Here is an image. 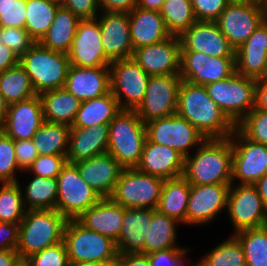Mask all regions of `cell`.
Here are the masks:
<instances>
[{
  "mask_svg": "<svg viewBox=\"0 0 267 266\" xmlns=\"http://www.w3.org/2000/svg\"><path fill=\"white\" fill-rule=\"evenodd\" d=\"M176 113L196 127L206 138H227L235 124L208 95L205 86L181 81Z\"/></svg>",
  "mask_w": 267,
  "mask_h": 266,
  "instance_id": "obj_1",
  "label": "cell"
},
{
  "mask_svg": "<svg viewBox=\"0 0 267 266\" xmlns=\"http://www.w3.org/2000/svg\"><path fill=\"white\" fill-rule=\"evenodd\" d=\"M231 138H209L184 158L182 176L191 185L232 184Z\"/></svg>",
  "mask_w": 267,
  "mask_h": 266,
  "instance_id": "obj_2",
  "label": "cell"
},
{
  "mask_svg": "<svg viewBox=\"0 0 267 266\" xmlns=\"http://www.w3.org/2000/svg\"><path fill=\"white\" fill-rule=\"evenodd\" d=\"M67 219L56 209L26 210L19 223L20 259L63 241Z\"/></svg>",
  "mask_w": 267,
  "mask_h": 266,
  "instance_id": "obj_3",
  "label": "cell"
},
{
  "mask_svg": "<svg viewBox=\"0 0 267 266\" xmlns=\"http://www.w3.org/2000/svg\"><path fill=\"white\" fill-rule=\"evenodd\" d=\"M108 128L107 153L111 154L123 169L136 168L146 140L145 123L135 110L122 109L108 124Z\"/></svg>",
  "mask_w": 267,
  "mask_h": 266,
  "instance_id": "obj_4",
  "label": "cell"
},
{
  "mask_svg": "<svg viewBox=\"0 0 267 266\" xmlns=\"http://www.w3.org/2000/svg\"><path fill=\"white\" fill-rule=\"evenodd\" d=\"M19 63L29 75L37 95L64 88L70 67L68 54L50 50L36 42L20 57Z\"/></svg>",
  "mask_w": 267,
  "mask_h": 266,
  "instance_id": "obj_5",
  "label": "cell"
},
{
  "mask_svg": "<svg viewBox=\"0 0 267 266\" xmlns=\"http://www.w3.org/2000/svg\"><path fill=\"white\" fill-rule=\"evenodd\" d=\"M63 242L70 264L83 262L116 263L118 250L115 241L98 232L87 229L76 219L66 222Z\"/></svg>",
  "mask_w": 267,
  "mask_h": 266,
  "instance_id": "obj_6",
  "label": "cell"
},
{
  "mask_svg": "<svg viewBox=\"0 0 267 266\" xmlns=\"http://www.w3.org/2000/svg\"><path fill=\"white\" fill-rule=\"evenodd\" d=\"M257 79L238 74L205 85L208 95L236 125L255 108Z\"/></svg>",
  "mask_w": 267,
  "mask_h": 266,
  "instance_id": "obj_7",
  "label": "cell"
},
{
  "mask_svg": "<svg viewBox=\"0 0 267 266\" xmlns=\"http://www.w3.org/2000/svg\"><path fill=\"white\" fill-rule=\"evenodd\" d=\"M164 180L138 171L123 169L110 198L124 208L157 209Z\"/></svg>",
  "mask_w": 267,
  "mask_h": 266,
  "instance_id": "obj_8",
  "label": "cell"
},
{
  "mask_svg": "<svg viewBox=\"0 0 267 266\" xmlns=\"http://www.w3.org/2000/svg\"><path fill=\"white\" fill-rule=\"evenodd\" d=\"M146 138L158 145L175 149L184 158L192 154L206 138L177 113L145 123Z\"/></svg>",
  "mask_w": 267,
  "mask_h": 266,
  "instance_id": "obj_9",
  "label": "cell"
},
{
  "mask_svg": "<svg viewBox=\"0 0 267 266\" xmlns=\"http://www.w3.org/2000/svg\"><path fill=\"white\" fill-rule=\"evenodd\" d=\"M57 187L55 209L67 220L77 219L101 199L80 176L75 163L66 162L57 176Z\"/></svg>",
  "mask_w": 267,
  "mask_h": 266,
  "instance_id": "obj_10",
  "label": "cell"
},
{
  "mask_svg": "<svg viewBox=\"0 0 267 266\" xmlns=\"http://www.w3.org/2000/svg\"><path fill=\"white\" fill-rule=\"evenodd\" d=\"M225 215L232 226L231 234L267 225V210L257 189L250 184H231Z\"/></svg>",
  "mask_w": 267,
  "mask_h": 266,
  "instance_id": "obj_11",
  "label": "cell"
},
{
  "mask_svg": "<svg viewBox=\"0 0 267 266\" xmlns=\"http://www.w3.org/2000/svg\"><path fill=\"white\" fill-rule=\"evenodd\" d=\"M109 70L110 92L120 108L135 110L144 99L149 75L132 57L113 61Z\"/></svg>",
  "mask_w": 267,
  "mask_h": 266,
  "instance_id": "obj_12",
  "label": "cell"
},
{
  "mask_svg": "<svg viewBox=\"0 0 267 266\" xmlns=\"http://www.w3.org/2000/svg\"><path fill=\"white\" fill-rule=\"evenodd\" d=\"M230 186L231 184L191 185L186 227H207L220 216L224 217Z\"/></svg>",
  "mask_w": 267,
  "mask_h": 266,
  "instance_id": "obj_13",
  "label": "cell"
},
{
  "mask_svg": "<svg viewBox=\"0 0 267 266\" xmlns=\"http://www.w3.org/2000/svg\"><path fill=\"white\" fill-rule=\"evenodd\" d=\"M181 81L179 74L149 76L144 99L135 109L144 123L176 113Z\"/></svg>",
  "mask_w": 267,
  "mask_h": 266,
  "instance_id": "obj_14",
  "label": "cell"
},
{
  "mask_svg": "<svg viewBox=\"0 0 267 266\" xmlns=\"http://www.w3.org/2000/svg\"><path fill=\"white\" fill-rule=\"evenodd\" d=\"M232 143V178L235 184L253 185L267 173V144L245 138L236 128Z\"/></svg>",
  "mask_w": 267,
  "mask_h": 266,
  "instance_id": "obj_15",
  "label": "cell"
},
{
  "mask_svg": "<svg viewBox=\"0 0 267 266\" xmlns=\"http://www.w3.org/2000/svg\"><path fill=\"white\" fill-rule=\"evenodd\" d=\"M265 19L263 5L231 1L215 22L236 50Z\"/></svg>",
  "mask_w": 267,
  "mask_h": 266,
  "instance_id": "obj_16",
  "label": "cell"
},
{
  "mask_svg": "<svg viewBox=\"0 0 267 266\" xmlns=\"http://www.w3.org/2000/svg\"><path fill=\"white\" fill-rule=\"evenodd\" d=\"M235 72V57H213L198 51H181L179 75L192 84L207 85Z\"/></svg>",
  "mask_w": 267,
  "mask_h": 266,
  "instance_id": "obj_17",
  "label": "cell"
},
{
  "mask_svg": "<svg viewBox=\"0 0 267 266\" xmlns=\"http://www.w3.org/2000/svg\"><path fill=\"white\" fill-rule=\"evenodd\" d=\"M68 58L70 65L77 67L110 66L112 62L104 53L99 21L96 18L79 21Z\"/></svg>",
  "mask_w": 267,
  "mask_h": 266,
  "instance_id": "obj_18",
  "label": "cell"
},
{
  "mask_svg": "<svg viewBox=\"0 0 267 266\" xmlns=\"http://www.w3.org/2000/svg\"><path fill=\"white\" fill-rule=\"evenodd\" d=\"M132 58L149 76L179 74L181 42L179 36L134 49Z\"/></svg>",
  "mask_w": 267,
  "mask_h": 266,
  "instance_id": "obj_19",
  "label": "cell"
},
{
  "mask_svg": "<svg viewBox=\"0 0 267 266\" xmlns=\"http://www.w3.org/2000/svg\"><path fill=\"white\" fill-rule=\"evenodd\" d=\"M96 19L99 21L101 43L106 57L111 62L131 58L134 47L128 13L100 11Z\"/></svg>",
  "mask_w": 267,
  "mask_h": 266,
  "instance_id": "obj_20",
  "label": "cell"
},
{
  "mask_svg": "<svg viewBox=\"0 0 267 266\" xmlns=\"http://www.w3.org/2000/svg\"><path fill=\"white\" fill-rule=\"evenodd\" d=\"M179 39L181 51H198L213 57H235V49L216 22L196 21Z\"/></svg>",
  "mask_w": 267,
  "mask_h": 266,
  "instance_id": "obj_21",
  "label": "cell"
},
{
  "mask_svg": "<svg viewBox=\"0 0 267 266\" xmlns=\"http://www.w3.org/2000/svg\"><path fill=\"white\" fill-rule=\"evenodd\" d=\"M44 122L39 95L8 105L2 130L13 140H30Z\"/></svg>",
  "mask_w": 267,
  "mask_h": 266,
  "instance_id": "obj_22",
  "label": "cell"
},
{
  "mask_svg": "<svg viewBox=\"0 0 267 266\" xmlns=\"http://www.w3.org/2000/svg\"><path fill=\"white\" fill-rule=\"evenodd\" d=\"M80 176L101 198L110 197L123 168L109 153L75 162Z\"/></svg>",
  "mask_w": 267,
  "mask_h": 266,
  "instance_id": "obj_23",
  "label": "cell"
},
{
  "mask_svg": "<svg viewBox=\"0 0 267 266\" xmlns=\"http://www.w3.org/2000/svg\"><path fill=\"white\" fill-rule=\"evenodd\" d=\"M183 168L184 157L175 149L155 144L146 138L136 167L138 171L167 180L181 177Z\"/></svg>",
  "mask_w": 267,
  "mask_h": 266,
  "instance_id": "obj_24",
  "label": "cell"
},
{
  "mask_svg": "<svg viewBox=\"0 0 267 266\" xmlns=\"http://www.w3.org/2000/svg\"><path fill=\"white\" fill-rule=\"evenodd\" d=\"M64 88L81 102L110 91L109 66L97 68L70 65Z\"/></svg>",
  "mask_w": 267,
  "mask_h": 266,
  "instance_id": "obj_25",
  "label": "cell"
},
{
  "mask_svg": "<svg viewBox=\"0 0 267 266\" xmlns=\"http://www.w3.org/2000/svg\"><path fill=\"white\" fill-rule=\"evenodd\" d=\"M267 58V19L235 50V71L260 79L264 76Z\"/></svg>",
  "mask_w": 267,
  "mask_h": 266,
  "instance_id": "obj_26",
  "label": "cell"
},
{
  "mask_svg": "<svg viewBox=\"0 0 267 266\" xmlns=\"http://www.w3.org/2000/svg\"><path fill=\"white\" fill-rule=\"evenodd\" d=\"M124 207L110 197H103L76 220L87 229L117 241L122 228Z\"/></svg>",
  "mask_w": 267,
  "mask_h": 266,
  "instance_id": "obj_27",
  "label": "cell"
},
{
  "mask_svg": "<svg viewBox=\"0 0 267 266\" xmlns=\"http://www.w3.org/2000/svg\"><path fill=\"white\" fill-rule=\"evenodd\" d=\"M108 124L88 128L71 127L67 150V162L77 161L107 153Z\"/></svg>",
  "mask_w": 267,
  "mask_h": 266,
  "instance_id": "obj_28",
  "label": "cell"
},
{
  "mask_svg": "<svg viewBox=\"0 0 267 266\" xmlns=\"http://www.w3.org/2000/svg\"><path fill=\"white\" fill-rule=\"evenodd\" d=\"M151 208H124V218L118 240V254L143 253L149 225Z\"/></svg>",
  "mask_w": 267,
  "mask_h": 266,
  "instance_id": "obj_29",
  "label": "cell"
},
{
  "mask_svg": "<svg viewBox=\"0 0 267 266\" xmlns=\"http://www.w3.org/2000/svg\"><path fill=\"white\" fill-rule=\"evenodd\" d=\"M134 49L159 43L171 36L160 12L135 7L128 13Z\"/></svg>",
  "mask_w": 267,
  "mask_h": 266,
  "instance_id": "obj_30",
  "label": "cell"
},
{
  "mask_svg": "<svg viewBox=\"0 0 267 266\" xmlns=\"http://www.w3.org/2000/svg\"><path fill=\"white\" fill-rule=\"evenodd\" d=\"M21 175L23 178H19L17 182L21 189L25 209H55L58 192L57 178L32 175L26 170Z\"/></svg>",
  "mask_w": 267,
  "mask_h": 266,
  "instance_id": "obj_31",
  "label": "cell"
},
{
  "mask_svg": "<svg viewBox=\"0 0 267 266\" xmlns=\"http://www.w3.org/2000/svg\"><path fill=\"white\" fill-rule=\"evenodd\" d=\"M183 227L181 223L161 214L157 209H152V218L149 225L148 237L143 248L144 254H151L156 251L170 248H187L186 243L180 244L178 228ZM186 245V246H185Z\"/></svg>",
  "mask_w": 267,
  "mask_h": 266,
  "instance_id": "obj_32",
  "label": "cell"
},
{
  "mask_svg": "<svg viewBox=\"0 0 267 266\" xmlns=\"http://www.w3.org/2000/svg\"><path fill=\"white\" fill-rule=\"evenodd\" d=\"M44 121L62 123L72 126L81 101L65 88L55 89L39 94Z\"/></svg>",
  "mask_w": 267,
  "mask_h": 266,
  "instance_id": "obj_33",
  "label": "cell"
},
{
  "mask_svg": "<svg viewBox=\"0 0 267 266\" xmlns=\"http://www.w3.org/2000/svg\"><path fill=\"white\" fill-rule=\"evenodd\" d=\"M191 184L183 177L164 180L157 210L186 226Z\"/></svg>",
  "mask_w": 267,
  "mask_h": 266,
  "instance_id": "obj_34",
  "label": "cell"
},
{
  "mask_svg": "<svg viewBox=\"0 0 267 266\" xmlns=\"http://www.w3.org/2000/svg\"><path fill=\"white\" fill-rule=\"evenodd\" d=\"M121 110L117 99L109 91L100 97L82 101L70 127L88 128L98 124H109Z\"/></svg>",
  "mask_w": 267,
  "mask_h": 266,
  "instance_id": "obj_35",
  "label": "cell"
},
{
  "mask_svg": "<svg viewBox=\"0 0 267 266\" xmlns=\"http://www.w3.org/2000/svg\"><path fill=\"white\" fill-rule=\"evenodd\" d=\"M80 19L70 10L60 6L47 33L39 43L50 50L68 54Z\"/></svg>",
  "mask_w": 267,
  "mask_h": 266,
  "instance_id": "obj_36",
  "label": "cell"
},
{
  "mask_svg": "<svg viewBox=\"0 0 267 266\" xmlns=\"http://www.w3.org/2000/svg\"><path fill=\"white\" fill-rule=\"evenodd\" d=\"M71 127L44 121L33 136L38 155H67Z\"/></svg>",
  "mask_w": 267,
  "mask_h": 266,
  "instance_id": "obj_37",
  "label": "cell"
},
{
  "mask_svg": "<svg viewBox=\"0 0 267 266\" xmlns=\"http://www.w3.org/2000/svg\"><path fill=\"white\" fill-rule=\"evenodd\" d=\"M197 258V266H246L243 248L233 234ZM200 257V258H199Z\"/></svg>",
  "mask_w": 267,
  "mask_h": 266,
  "instance_id": "obj_38",
  "label": "cell"
},
{
  "mask_svg": "<svg viewBox=\"0 0 267 266\" xmlns=\"http://www.w3.org/2000/svg\"><path fill=\"white\" fill-rule=\"evenodd\" d=\"M0 92L8 105L37 95L29 75L20 63L0 73Z\"/></svg>",
  "mask_w": 267,
  "mask_h": 266,
  "instance_id": "obj_39",
  "label": "cell"
},
{
  "mask_svg": "<svg viewBox=\"0 0 267 266\" xmlns=\"http://www.w3.org/2000/svg\"><path fill=\"white\" fill-rule=\"evenodd\" d=\"M60 6L47 0H26L25 29L36 42L47 33Z\"/></svg>",
  "mask_w": 267,
  "mask_h": 266,
  "instance_id": "obj_40",
  "label": "cell"
},
{
  "mask_svg": "<svg viewBox=\"0 0 267 266\" xmlns=\"http://www.w3.org/2000/svg\"><path fill=\"white\" fill-rule=\"evenodd\" d=\"M240 242L246 266H267V225L233 234Z\"/></svg>",
  "mask_w": 267,
  "mask_h": 266,
  "instance_id": "obj_41",
  "label": "cell"
},
{
  "mask_svg": "<svg viewBox=\"0 0 267 266\" xmlns=\"http://www.w3.org/2000/svg\"><path fill=\"white\" fill-rule=\"evenodd\" d=\"M160 14L173 36H180L197 21L190 0H165Z\"/></svg>",
  "mask_w": 267,
  "mask_h": 266,
  "instance_id": "obj_42",
  "label": "cell"
},
{
  "mask_svg": "<svg viewBox=\"0 0 267 266\" xmlns=\"http://www.w3.org/2000/svg\"><path fill=\"white\" fill-rule=\"evenodd\" d=\"M25 213L18 182L0 183V222L20 223Z\"/></svg>",
  "mask_w": 267,
  "mask_h": 266,
  "instance_id": "obj_43",
  "label": "cell"
},
{
  "mask_svg": "<svg viewBox=\"0 0 267 266\" xmlns=\"http://www.w3.org/2000/svg\"><path fill=\"white\" fill-rule=\"evenodd\" d=\"M22 173L16 159L14 140L0 130V183L17 182Z\"/></svg>",
  "mask_w": 267,
  "mask_h": 266,
  "instance_id": "obj_44",
  "label": "cell"
},
{
  "mask_svg": "<svg viewBox=\"0 0 267 266\" xmlns=\"http://www.w3.org/2000/svg\"><path fill=\"white\" fill-rule=\"evenodd\" d=\"M235 128L247 139L267 144V111L253 109Z\"/></svg>",
  "mask_w": 267,
  "mask_h": 266,
  "instance_id": "obj_45",
  "label": "cell"
},
{
  "mask_svg": "<svg viewBox=\"0 0 267 266\" xmlns=\"http://www.w3.org/2000/svg\"><path fill=\"white\" fill-rule=\"evenodd\" d=\"M190 245L187 248H170L148 254L150 266H197ZM191 252V253H190ZM194 262H193V261Z\"/></svg>",
  "mask_w": 267,
  "mask_h": 266,
  "instance_id": "obj_46",
  "label": "cell"
},
{
  "mask_svg": "<svg viewBox=\"0 0 267 266\" xmlns=\"http://www.w3.org/2000/svg\"><path fill=\"white\" fill-rule=\"evenodd\" d=\"M30 266H70L64 242H59L25 259Z\"/></svg>",
  "mask_w": 267,
  "mask_h": 266,
  "instance_id": "obj_47",
  "label": "cell"
},
{
  "mask_svg": "<svg viewBox=\"0 0 267 266\" xmlns=\"http://www.w3.org/2000/svg\"><path fill=\"white\" fill-rule=\"evenodd\" d=\"M0 39L19 58L36 43L26 29L15 27H0Z\"/></svg>",
  "mask_w": 267,
  "mask_h": 266,
  "instance_id": "obj_48",
  "label": "cell"
},
{
  "mask_svg": "<svg viewBox=\"0 0 267 266\" xmlns=\"http://www.w3.org/2000/svg\"><path fill=\"white\" fill-rule=\"evenodd\" d=\"M66 156L67 155H39L26 171L29 174L40 177L57 178L67 162Z\"/></svg>",
  "mask_w": 267,
  "mask_h": 266,
  "instance_id": "obj_49",
  "label": "cell"
},
{
  "mask_svg": "<svg viewBox=\"0 0 267 266\" xmlns=\"http://www.w3.org/2000/svg\"><path fill=\"white\" fill-rule=\"evenodd\" d=\"M197 21L215 22L231 0H190Z\"/></svg>",
  "mask_w": 267,
  "mask_h": 266,
  "instance_id": "obj_50",
  "label": "cell"
},
{
  "mask_svg": "<svg viewBox=\"0 0 267 266\" xmlns=\"http://www.w3.org/2000/svg\"><path fill=\"white\" fill-rule=\"evenodd\" d=\"M26 0H11L0 13V27H15L25 29Z\"/></svg>",
  "mask_w": 267,
  "mask_h": 266,
  "instance_id": "obj_51",
  "label": "cell"
},
{
  "mask_svg": "<svg viewBox=\"0 0 267 266\" xmlns=\"http://www.w3.org/2000/svg\"><path fill=\"white\" fill-rule=\"evenodd\" d=\"M61 6L70 10L80 20L94 19L100 14L98 0H62Z\"/></svg>",
  "mask_w": 267,
  "mask_h": 266,
  "instance_id": "obj_52",
  "label": "cell"
},
{
  "mask_svg": "<svg viewBox=\"0 0 267 266\" xmlns=\"http://www.w3.org/2000/svg\"><path fill=\"white\" fill-rule=\"evenodd\" d=\"M14 147L18 166L22 171L27 170L39 156L32 139L14 140Z\"/></svg>",
  "mask_w": 267,
  "mask_h": 266,
  "instance_id": "obj_53",
  "label": "cell"
},
{
  "mask_svg": "<svg viewBox=\"0 0 267 266\" xmlns=\"http://www.w3.org/2000/svg\"><path fill=\"white\" fill-rule=\"evenodd\" d=\"M19 223L0 222V250H17Z\"/></svg>",
  "mask_w": 267,
  "mask_h": 266,
  "instance_id": "obj_54",
  "label": "cell"
},
{
  "mask_svg": "<svg viewBox=\"0 0 267 266\" xmlns=\"http://www.w3.org/2000/svg\"><path fill=\"white\" fill-rule=\"evenodd\" d=\"M102 12H131L136 7V0H98Z\"/></svg>",
  "mask_w": 267,
  "mask_h": 266,
  "instance_id": "obj_55",
  "label": "cell"
},
{
  "mask_svg": "<svg viewBox=\"0 0 267 266\" xmlns=\"http://www.w3.org/2000/svg\"><path fill=\"white\" fill-rule=\"evenodd\" d=\"M117 266H150L148 254L127 253L118 254Z\"/></svg>",
  "mask_w": 267,
  "mask_h": 266,
  "instance_id": "obj_56",
  "label": "cell"
},
{
  "mask_svg": "<svg viewBox=\"0 0 267 266\" xmlns=\"http://www.w3.org/2000/svg\"><path fill=\"white\" fill-rule=\"evenodd\" d=\"M19 57L10 48L3 45L0 39V73L6 71L8 68L19 64Z\"/></svg>",
  "mask_w": 267,
  "mask_h": 266,
  "instance_id": "obj_57",
  "label": "cell"
},
{
  "mask_svg": "<svg viewBox=\"0 0 267 266\" xmlns=\"http://www.w3.org/2000/svg\"><path fill=\"white\" fill-rule=\"evenodd\" d=\"M255 109L267 111V80L257 79Z\"/></svg>",
  "mask_w": 267,
  "mask_h": 266,
  "instance_id": "obj_58",
  "label": "cell"
},
{
  "mask_svg": "<svg viewBox=\"0 0 267 266\" xmlns=\"http://www.w3.org/2000/svg\"><path fill=\"white\" fill-rule=\"evenodd\" d=\"M19 260L16 250H0V266H15Z\"/></svg>",
  "mask_w": 267,
  "mask_h": 266,
  "instance_id": "obj_59",
  "label": "cell"
},
{
  "mask_svg": "<svg viewBox=\"0 0 267 266\" xmlns=\"http://www.w3.org/2000/svg\"><path fill=\"white\" fill-rule=\"evenodd\" d=\"M165 0H136V6L144 9L160 12Z\"/></svg>",
  "mask_w": 267,
  "mask_h": 266,
  "instance_id": "obj_60",
  "label": "cell"
},
{
  "mask_svg": "<svg viewBox=\"0 0 267 266\" xmlns=\"http://www.w3.org/2000/svg\"><path fill=\"white\" fill-rule=\"evenodd\" d=\"M259 196L261 197L264 207L267 210V173L254 184Z\"/></svg>",
  "mask_w": 267,
  "mask_h": 266,
  "instance_id": "obj_61",
  "label": "cell"
},
{
  "mask_svg": "<svg viewBox=\"0 0 267 266\" xmlns=\"http://www.w3.org/2000/svg\"><path fill=\"white\" fill-rule=\"evenodd\" d=\"M7 110H8V104L6 103L2 93L0 92V129L4 125Z\"/></svg>",
  "mask_w": 267,
  "mask_h": 266,
  "instance_id": "obj_62",
  "label": "cell"
},
{
  "mask_svg": "<svg viewBox=\"0 0 267 266\" xmlns=\"http://www.w3.org/2000/svg\"><path fill=\"white\" fill-rule=\"evenodd\" d=\"M116 263H108V262H83V263H76L70 264V266H112Z\"/></svg>",
  "mask_w": 267,
  "mask_h": 266,
  "instance_id": "obj_63",
  "label": "cell"
},
{
  "mask_svg": "<svg viewBox=\"0 0 267 266\" xmlns=\"http://www.w3.org/2000/svg\"><path fill=\"white\" fill-rule=\"evenodd\" d=\"M233 2H249V3H255L258 5H263L264 0H231Z\"/></svg>",
  "mask_w": 267,
  "mask_h": 266,
  "instance_id": "obj_64",
  "label": "cell"
},
{
  "mask_svg": "<svg viewBox=\"0 0 267 266\" xmlns=\"http://www.w3.org/2000/svg\"><path fill=\"white\" fill-rule=\"evenodd\" d=\"M11 0H0V13L5 10Z\"/></svg>",
  "mask_w": 267,
  "mask_h": 266,
  "instance_id": "obj_65",
  "label": "cell"
},
{
  "mask_svg": "<svg viewBox=\"0 0 267 266\" xmlns=\"http://www.w3.org/2000/svg\"><path fill=\"white\" fill-rule=\"evenodd\" d=\"M15 266H30L25 259H20Z\"/></svg>",
  "mask_w": 267,
  "mask_h": 266,
  "instance_id": "obj_66",
  "label": "cell"
},
{
  "mask_svg": "<svg viewBox=\"0 0 267 266\" xmlns=\"http://www.w3.org/2000/svg\"><path fill=\"white\" fill-rule=\"evenodd\" d=\"M263 8H264L266 19H267V0H264V2H263Z\"/></svg>",
  "mask_w": 267,
  "mask_h": 266,
  "instance_id": "obj_67",
  "label": "cell"
},
{
  "mask_svg": "<svg viewBox=\"0 0 267 266\" xmlns=\"http://www.w3.org/2000/svg\"><path fill=\"white\" fill-rule=\"evenodd\" d=\"M262 79L267 80V58H266V68H265L264 76L262 77Z\"/></svg>",
  "mask_w": 267,
  "mask_h": 266,
  "instance_id": "obj_68",
  "label": "cell"
},
{
  "mask_svg": "<svg viewBox=\"0 0 267 266\" xmlns=\"http://www.w3.org/2000/svg\"><path fill=\"white\" fill-rule=\"evenodd\" d=\"M47 1L59 4V5H61V2H62V0H47Z\"/></svg>",
  "mask_w": 267,
  "mask_h": 266,
  "instance_id": "obj_69",
  "label": "cell"
}]
</instances>
